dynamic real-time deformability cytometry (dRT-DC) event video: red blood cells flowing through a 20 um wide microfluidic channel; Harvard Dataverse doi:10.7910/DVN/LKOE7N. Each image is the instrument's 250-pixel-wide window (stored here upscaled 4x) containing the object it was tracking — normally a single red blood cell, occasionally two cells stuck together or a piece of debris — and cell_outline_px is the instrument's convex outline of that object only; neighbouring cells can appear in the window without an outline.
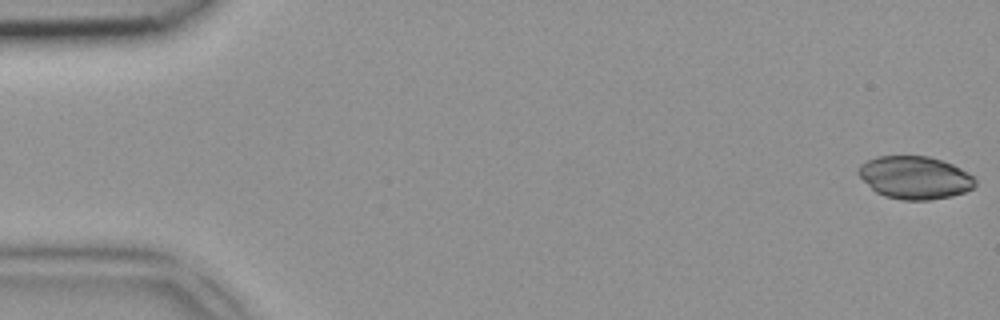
{"species": "common noctule bat (a hibernating species)", "species_latin": "Nyctalus noctula", "temperature_condition": "room temperature", "stored_images_in_passage": 5, "camera_frame_rate_fps": 3000, "um_per_image_px": 0.085, "animal": {"sex": "female", "body_mass_g": 18.4}, "frame": {"image": 1, "passage_image": 1, "time_ms": 0.0, "image_size_px": [1000, 320], "cell_outline_px": [[976, 184], [972, 188], [964, 192], [952, 196], [928, 200], [904, 200], [884, 196], [876, 192], [856, 172], [860, 164], [876, 156], [928, 156], [952, 164], [960, 168], [972, 176], [976, 180]], "centroid_in_image_um": [77.75, 15.09], "position_along_channel_um": 7.2, "area_um2": 28.96}}
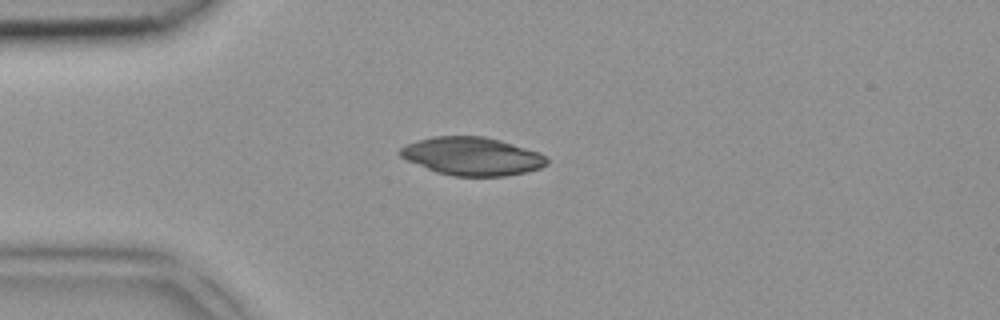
{"frame": {"image": 2, "passage_image": 4, "time_ms": 1.0, "image_size_px": [1000, 320], "cell_outline_px": [[548, 164], [540, 168], [524, 172], [504, 176], [452, 176], [436, 172], [408, 160], [400, 156], [400, 148], [416, 140], [432, 136], [484, 136], [500, 140], [540, 152], [548, 156]], "centroid_in_image_um": [40.16, 13.27], "position_along_channel_um": 44.8, "area_um2": 32.6}}